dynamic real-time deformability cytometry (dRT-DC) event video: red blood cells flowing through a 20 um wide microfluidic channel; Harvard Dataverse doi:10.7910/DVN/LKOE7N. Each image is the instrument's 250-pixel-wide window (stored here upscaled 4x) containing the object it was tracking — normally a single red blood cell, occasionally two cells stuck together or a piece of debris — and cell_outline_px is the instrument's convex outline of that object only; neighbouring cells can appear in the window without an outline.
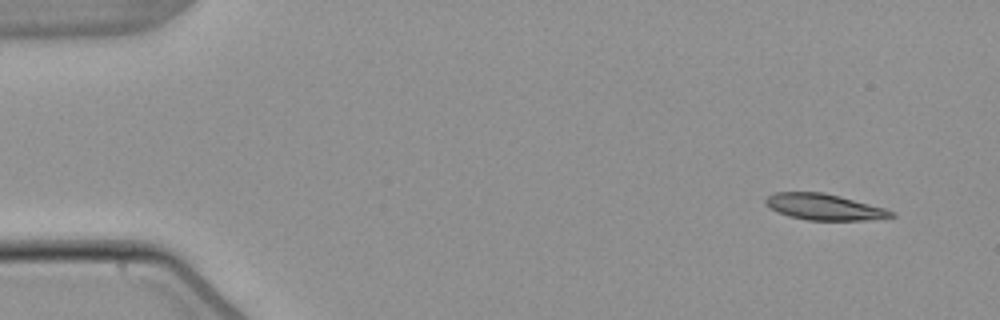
{"species": "common noctule bat (a hibernating species)", "species_latin": "Nyctalus noctula", "temperature_condition": "warm", "stored_images_in_passage": 5, "camera_frame_rate_fps": 3000, "um_per_image_px": 0.085, "animal": {"sex": "male", "body_mass_g": 21.5, "forearm_length_mm": 52.0}, "frame": {"image": 1, "passage_image": 1, "time_ms": 0.0, "image_size_px": [1000, 320], "cell_outline_px": [[896, 216], [864, 220], [808, 220], [788, 216], [776, 212], [764, 204], [764, 200], [768, 196], [776, 192], [824, 192], [840, 196], [884, 208], [896, 212]], "centroid_in_image_um": [70.02, 17.59], "position_along_channel_um": 15.0, "area_um2": 19.13}}
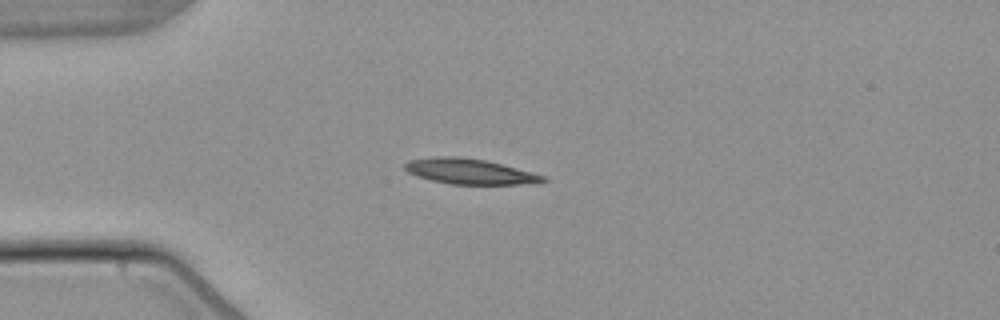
{"frame": {"image": 2, "passage_image": 3, "time_ms": 3.333, "image_size_px": [1000, 320], "cell_outline_px": [[548, 180], [520, 184], [452, 184], [432, 180], [416, 176], [408, 172], [404, 168], [404, 164], [408, 160], [432, 156], [460, 156], [484, 160], [516, 168], [544, 176]], "centroid_in_image_um": [39.82, 14.56], "position_along_channel_um": 45.2, "area_um2": 20.17}}